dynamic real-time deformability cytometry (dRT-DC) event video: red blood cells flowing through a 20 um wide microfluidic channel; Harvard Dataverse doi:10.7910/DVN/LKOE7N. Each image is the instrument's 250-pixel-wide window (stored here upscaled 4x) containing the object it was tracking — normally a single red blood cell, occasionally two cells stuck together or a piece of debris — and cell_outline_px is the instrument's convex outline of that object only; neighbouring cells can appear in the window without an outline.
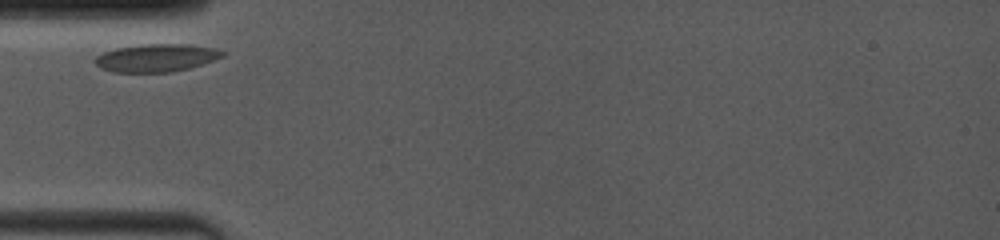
{"species": "common noctule bat (a hibernating species)", "species_latin": "Nyctalus noctula", "temperature_condition": "room temperature", "stored_images_in_passage": 20, "camera_frame_rate_fps": 4000, "um_per_image_px": 0.085, "animal": {"sex": "female", "body_mass_g": 19.0, "forearm_length_mm": 53.3}, "frame": {"image": 1, "passage_image": 1, "time_ms": 0.0, "image_size_px": [1000, 240], "cell_outline_px": [[224, 56], [188, 68], [172, 72], [116, 72], [100, 68], [92, 60], [96, 56], [104, 52], [116, 48], [140, 44], [188, 44], [216, 48], [224, 52]], "centroid_in_image_um": [13.25, 4.91], "position_along_channel_um": 71.7, "area_um2": 20.58}}
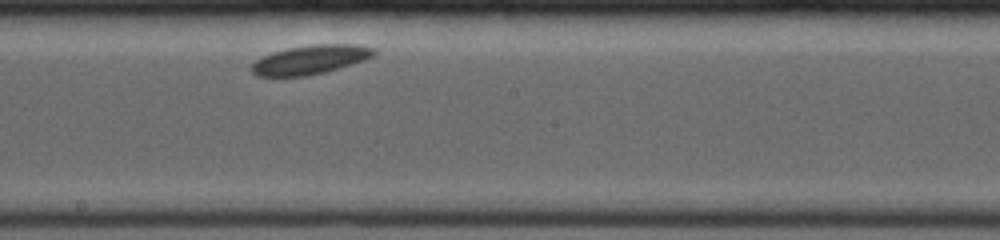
{"frame": {"image": 2, "passage_image": 12, "time_ms": 4.25, "image_size_px": [1000, 240], "cell_outline_px": [[376, 52], [372, 56], [364, 60], [324, 72], [304, 76], [256, 76], [252, 72], [252, 64], [256, 60], [272, 52], [288, 48], [312, 44], [356, 44], [372, 48]], "centroid_in_image_um": [26.35, 5.06], "position_along_channel_um": 221.8, "area_um2": 20.4}}
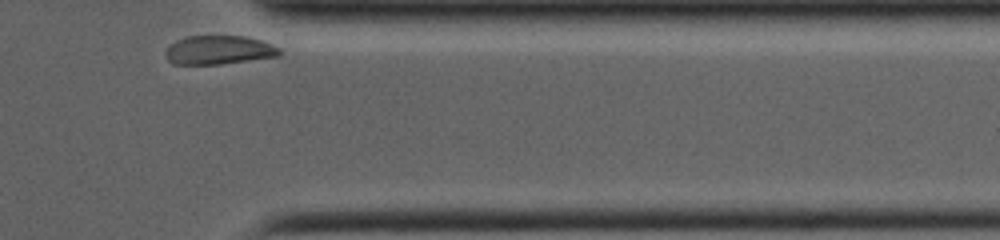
{"frame": {"image": 3, "passage_image": 20, "time_ms": 9.0, "image_size_px": [1000, 240], "cell_outline_px": [[280, 56], [220, 64], [172, 64], [168, 60], [164, 52], [176, 40], [188, 36], [244, 36], [260, 40], [272, 44], [280, 48]], "centroid_in_image_um": [18.61, 4.25], "position_along_channel_um": 392.8, "area_um2": 19.07}}